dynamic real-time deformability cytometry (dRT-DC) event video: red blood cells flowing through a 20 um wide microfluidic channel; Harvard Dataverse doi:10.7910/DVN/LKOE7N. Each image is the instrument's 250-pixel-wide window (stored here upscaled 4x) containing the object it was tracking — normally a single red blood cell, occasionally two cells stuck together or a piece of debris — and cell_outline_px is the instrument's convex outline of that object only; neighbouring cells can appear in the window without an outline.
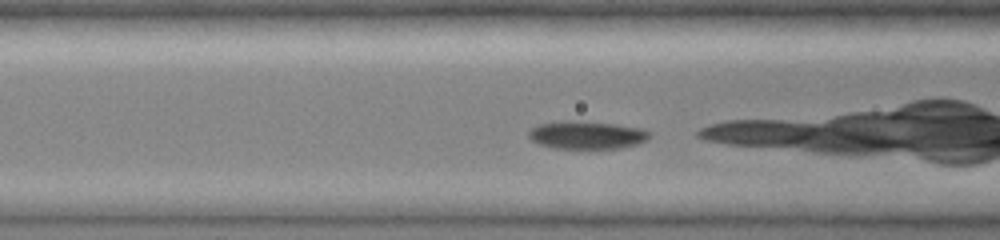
{"species": "common noctule bat (a hibernating species)", "species_latin": "Nyctalus noctula", "temperature_condition": "cold", "stored_images_in_passage": 31, "camera_frame_rate_fps": 3000, "um_per_image_px": 0.085, "animal": {"sex": "female", "body_mass_g": 19.0, "forearm_length_mm": 51.5}, "frame": {"image": 1, "passage_image": 9, "time_ms": 2.667, "image_size_px": [1000, 240], "cell_outline_px": [[652, 132], [648, 140], [636, 144], [620, 148], [556, 148], [540, 144], [532, 140], [528, 136], [528, 132], [532, 128], [540, 124], [568, 120], [572, 120], [616, 124], [644, 128]], "centroid_in_image_um": [49.94, 11.47], "position_along_channel_um": 116.7, "area_um2": 19.65}}
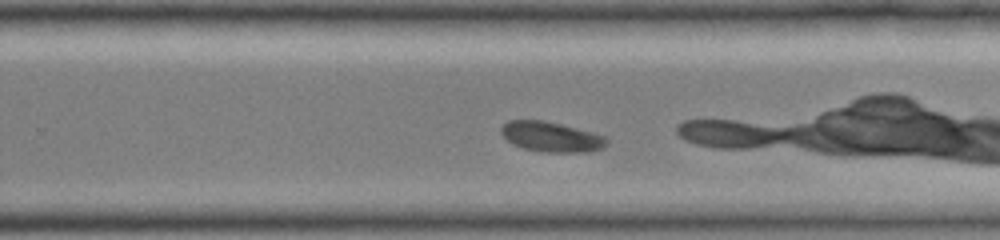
{"frame": {"image": 2, "passage_image": 20, "time_ms": 6.333, "image_size_px": [1000, 240], "cell_outline_px": [[608, 144], [604, 148], [588, 152], [544, 152], [524, 148], [512, 144], [500, 132], [500, 128], [508, 120], [544, 120], [592, 132], [604, 136], [608, 140]], "centroid_in_image_um": [46.86, 11.63], "position_along_channel_um": 282.9, "area_um2": 18.5}}
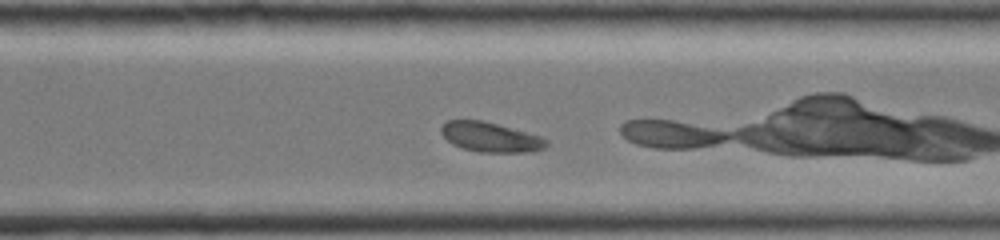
{"frame": {"image": 3, "passage_image": 23, "time_ms": 7.333, "image_size_px": [1000, 240], "cell_outline_px": [[548, 144], [544, 148], [528, 152], [480, 152], [464, 148], [452, 144], [440, 132], [440, 128], [448, 120], [480, 120], [496, 124], [540, 136], [548, 140]], "centroid_in_image_um": [41.68, 11.66], "position_along_channel_um": 328.9, "area_um2": 17.92}}